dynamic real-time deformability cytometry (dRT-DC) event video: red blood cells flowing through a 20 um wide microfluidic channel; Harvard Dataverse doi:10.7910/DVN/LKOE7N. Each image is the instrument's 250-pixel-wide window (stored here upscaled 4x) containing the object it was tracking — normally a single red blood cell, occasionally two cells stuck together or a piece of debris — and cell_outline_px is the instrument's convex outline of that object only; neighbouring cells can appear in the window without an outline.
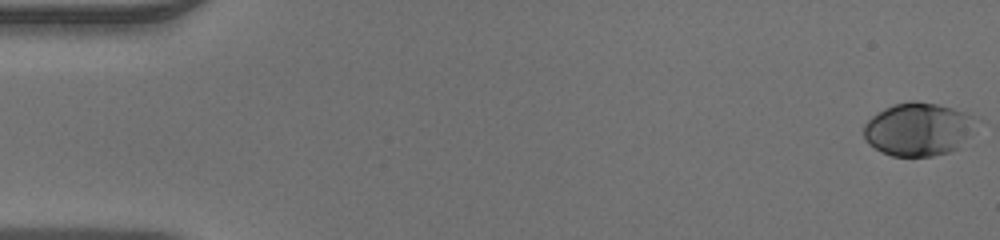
{"species": "human", "species_latin": "Homo sapiens", "temperature_condition": "warm", "stored_images_in_passage": 49, "camera_frame_rate_fps": 3000, "um_per_image_px": 0.085, "donor": {"sex": "male"}, "frame": {"image": 1, "passage_image": 1, "time_ms": 0.0, "image_size_px": [1000, 240], "cell_outline_px": [[984, 120], [956, 148], [948, 152], [932, 156], [892, 156], [876, 148], [864, 136], [864, 124], [872, 116], [884, 108], [896, 104], [912, 100], [916, 100], [936, 104], [968, 112]], "centroid_in_image_um": [78.14, 10.95], "position_along_channel_um": 6.9, "area_um2": 34.91}}
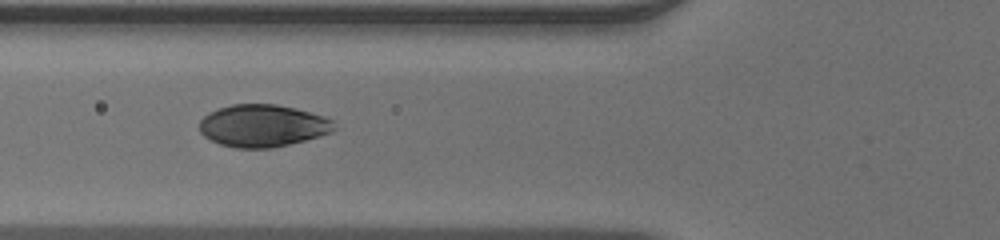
{"frame": {"image": 2, "passage_image": 19, "time_ms": 6.0, "image_size_px": [1000, 240], "cell_outline_px": [[336, 128], [332, 132], [320, 136], [272, 148], [236, 148], [220, 144], [204, 136], [200, 132], [200, 120], [208, 112], [232, 104], [276, 104], [296, 108], [324, 116], [332, 120]], "centroid_in_image_um": [22.33, 10.68], "position_along_channel_um": 103.5, "area_um2": 33.18}}
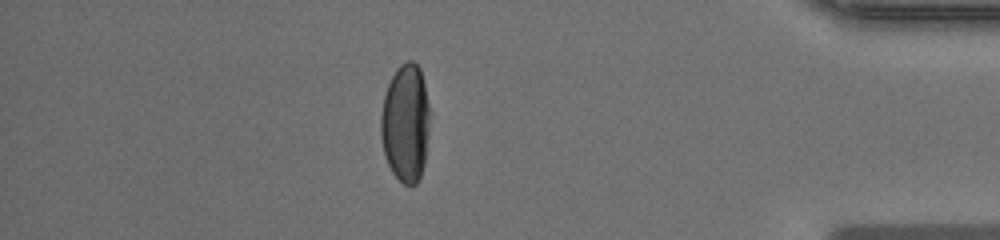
{"frame": {"image": 3, "passage_image": 43, "time_ms": 14.0, "image_size_px": [1000, 240], "cell_outline_px": [[428, 132], [424, 164], [420, 176], [416, 184], [404, 184], [392, 172], [384, 156], [380, 136], [380, 116], [384, 96], [388, 84], [396, 68], [400, 64], [408, 60], [412, 60], [420, 68], [424, 84], [428, 104]], "centroid_in_image_um": [34.44, 10.45], "position_along_channel_um": 400.8, "area_um2": 33.58}}